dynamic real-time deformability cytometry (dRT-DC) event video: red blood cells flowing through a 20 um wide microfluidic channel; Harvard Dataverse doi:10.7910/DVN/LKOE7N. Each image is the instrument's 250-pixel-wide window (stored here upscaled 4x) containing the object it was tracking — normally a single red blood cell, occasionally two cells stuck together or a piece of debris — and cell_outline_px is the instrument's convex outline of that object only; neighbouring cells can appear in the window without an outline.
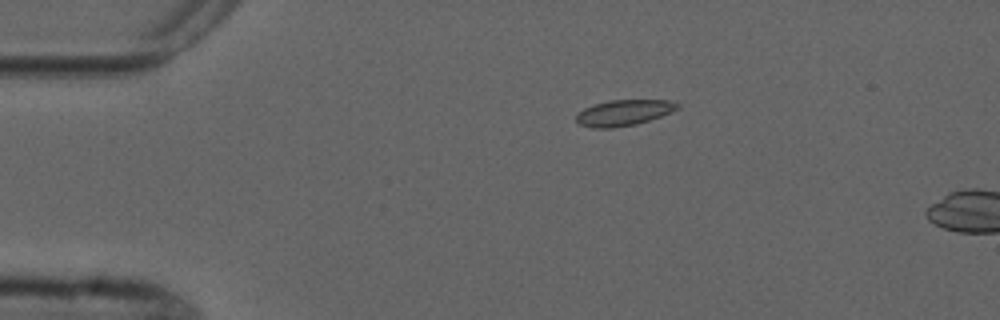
{"species": "common noctule bat (a hibernating species)", "species_latin": "Nyctalus noctula", "temperature_condition": "cold", "stored_images_in_passage": 2, "camera_frame_rate_fps": 3000, "um_per_image_px": 0.085, "animal": {"sex": "male", "forearm_length_mm": 52.5}, "frame": {"image": 1, "passage_image": 1, "time_ms": 0.0, "image_size_px": [1000, 320], "cell_outline_px": [[680, 108], [672, 112], [636, 124], [612, 128], [592, 128], [580, 124], [576, 120], [576, 112], [584, 108], [608, 100], [672, 100], [680, 104]], "centroid_in_image_um": [53.03, 9.57], "position_along_channel_um": 32.0, "area_um2": 15.32}}